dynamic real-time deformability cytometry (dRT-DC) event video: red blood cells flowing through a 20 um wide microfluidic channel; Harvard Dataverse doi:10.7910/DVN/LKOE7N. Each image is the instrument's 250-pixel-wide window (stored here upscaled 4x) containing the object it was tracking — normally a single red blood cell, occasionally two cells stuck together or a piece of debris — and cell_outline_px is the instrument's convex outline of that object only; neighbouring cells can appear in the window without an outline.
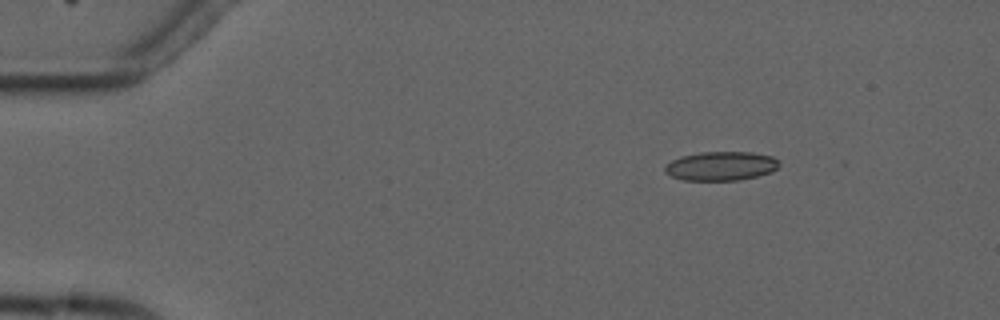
{"species": "common noctule bat (a hibernating species)", "species_latin": "Nyctalus noctula", "temperature_condition": "cold", "stored_images_in_passage": 5, "camera_frame_rate_fps": 3000, "um_per_image_px": 0.085, "animal": {"sex": "male", "forearm_length_mm": 52.5}, "frame": {"image": 1, "passage_image": 3, "time_ms": 2.0, "image_size_px": [1000, 320], "cell_outline_px": [[780, 164], [772, 172], [740, 180], [684, 180], [672, 176], [664, 172], [664, 168], [672, 160], [680, 156], [700, 152], [752, 152], [772, 156]], "centroid_in_image_um": [61.28, 14.11], "position_along_channel_um": 23.7, "area_um2": 19.25}}